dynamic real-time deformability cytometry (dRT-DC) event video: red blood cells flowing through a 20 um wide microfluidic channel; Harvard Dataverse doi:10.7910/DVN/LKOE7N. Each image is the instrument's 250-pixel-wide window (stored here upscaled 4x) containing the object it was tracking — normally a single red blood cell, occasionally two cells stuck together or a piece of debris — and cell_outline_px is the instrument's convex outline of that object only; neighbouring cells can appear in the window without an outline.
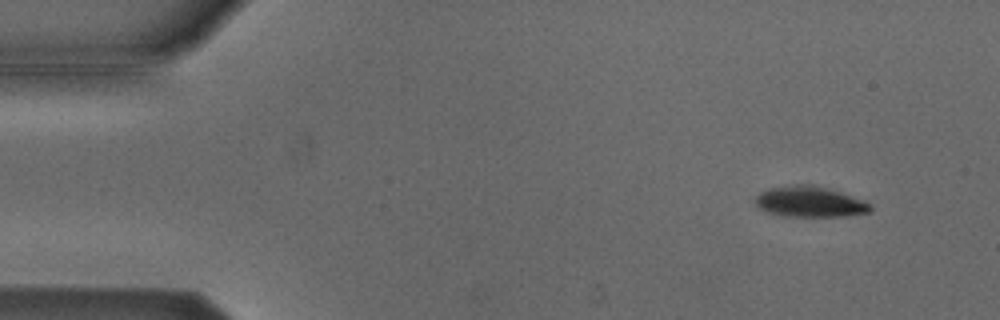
{"species": "Egyptian fruit bat (a non-hibernating species)", "species_latin": "Rousettus aegyptiacus", "temperature_condition": "cold", "stored_images_in_passage": 5, "camera_frame_rate_fps": 3000, "um_per_image_px": 0.085, "animal": {"sex": "male"}, "frame": {"image": 1, "passage_image": 2, "time_ms": 0.333, "image_size_px": [1000, 320], "cell_outline_px": [[872, 212], [844, 216], [788, 216], [768, 212], [760, 208], [752, 200], [760, 192], [768, 188], [796, 184], [812, 184], [828, 188], [864, 200], [872, 204]], "centroid_in_image_um": [68.85, 17.14], "position_along_channel_um": 16.2, "area_um2": 20.69}}